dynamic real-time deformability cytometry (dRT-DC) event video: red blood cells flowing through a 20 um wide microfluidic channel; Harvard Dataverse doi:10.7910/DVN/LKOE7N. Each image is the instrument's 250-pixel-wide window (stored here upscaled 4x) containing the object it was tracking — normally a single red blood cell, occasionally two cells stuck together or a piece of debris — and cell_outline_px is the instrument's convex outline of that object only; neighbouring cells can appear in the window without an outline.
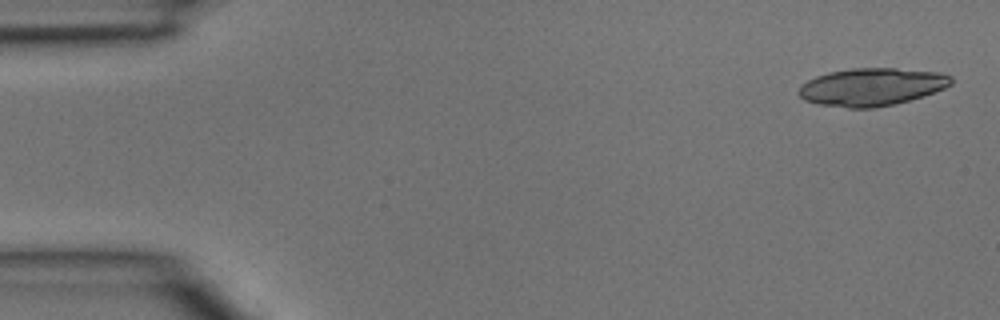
{"species": "common noctule bat (a hibernating species)", "species_latin": "Nyctalus noctula", "temperature_condition": "room temperature", "stored_images_in_passage": 4, "camera_frame_rate_fps": 3000, "um_per_image_px": 0.085, "animal": {"sex": "male", "body_mass_g": 15.6}, "frame": {"image": 1, "passage_image": 1, "time_ms": 0.0, "image_size_px": [1000, 320], "cell_outline_px": [[952, 84], [944, 88], [908, 100], [892, 104], [872, 108], [848, 108], [816, 104], [804, 100], [796, 92], [808, 80], [816, 76], [828, 72], [852, 68], [896, 68], [940, 72], [952, 76]], "centroid_in_image_um": [74.07, 7.38], "position_along_channel_um": 10.9, "area_um2": 33.35}}